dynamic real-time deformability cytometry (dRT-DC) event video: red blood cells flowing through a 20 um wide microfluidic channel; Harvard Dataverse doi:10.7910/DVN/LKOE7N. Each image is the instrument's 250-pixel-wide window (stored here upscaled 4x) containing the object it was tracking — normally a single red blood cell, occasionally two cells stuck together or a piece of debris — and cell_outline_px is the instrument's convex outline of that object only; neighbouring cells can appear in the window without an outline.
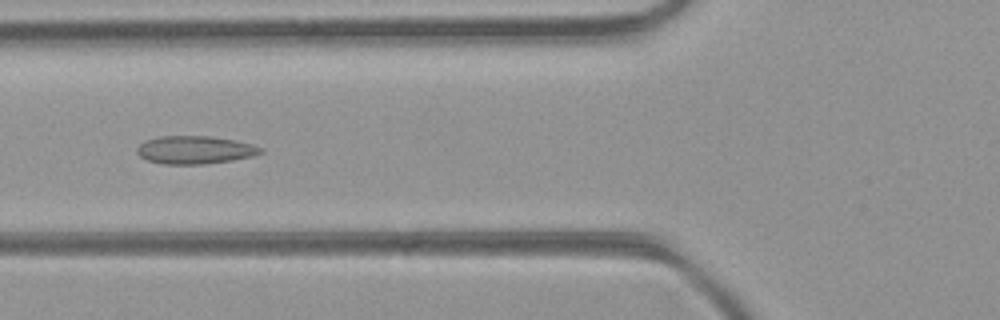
{"species": "common noctule bat (a hibernating species)", "species_latin": "Nyctalus noctula", "temperature_condition": "room temperature", "stored_images_in_passage": 46, "camera_frame_rate_fps": 3000, "um_per_image_px": 0.085, "animal": {"sex": "female", "body_mass_g": 21.9}, "frame": {"image": 1, "passage_image": 17, "time_ms": 5.333, "image_size_px": [1000, 320], "cell_outline_px": [[264, 152], [252, 156], [232, 160], [208, 164], [164, 164], [148, 160], [140, 156], [136, 152], [136, 148], [144, 140], [160, 136], [208, 136], [232, 140], [252, 144], [264, 148]], "centroid_in_image_um": [16.56, 12.74], "position_along_channel_um": 109.2, "area_um2": 20.17}}
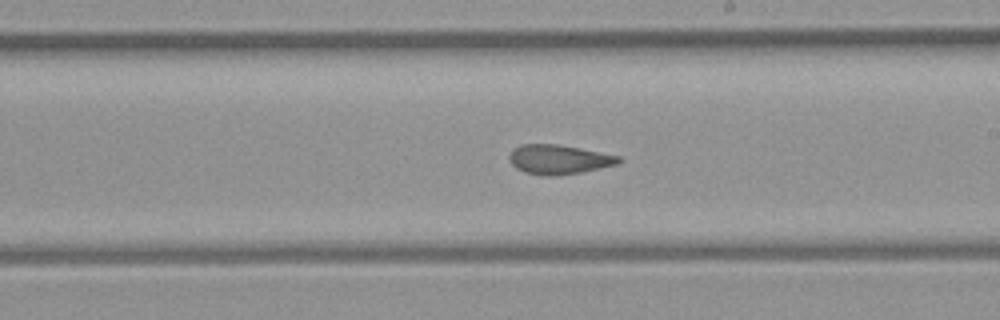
{"frame": {"image": 2, "passage_image": 26, "time_ms": 8.333, "image_size_px": [1000, 320], "cell_outline_px": [[624, 160], [616, 164], [584, 172], [548, 176], [540, 176], [524, 172], [516, 168], [512, 164], [508, 156], [520, 144], [556, 144], [620, 156]], "centroid_in_image_um": [47.5, 13.56], "position_along_channel_um": 241.5, "area_um2": 18.61}}
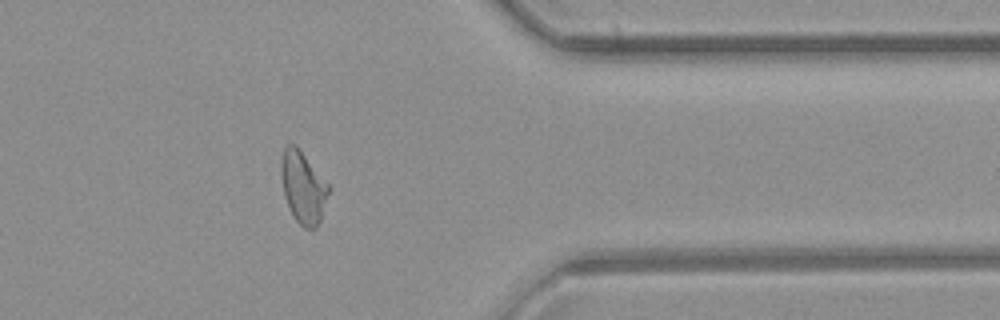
{"frame": {"image": 3, "passage_image": 37, "time_ms": 12.0, "image_size_px": [1000, 320], "cell_outline_px": [[328, 192], [320, 220], [316, 228], [304, 228], [296, 220], [284, 196], [280, 176], [280, 160], [284, 148], [288, 144], [296, 144], [328, 184]], "centroid_in_image_um": [25.72, 15.88], "position_along_channel_um": 385.7, "area_um2": 19.59}, "authors_computed_cell_mechanics": {"area_um2": 20.2011, "velocity_mm_per_s": 4.3941, "shape_relaxation_time_tau1_ms": null, "shape_relaxation_time_tau2_ms": 1.7398, "deformation_change_tau1": null, "deformation_change_tau2": 0.0819}}